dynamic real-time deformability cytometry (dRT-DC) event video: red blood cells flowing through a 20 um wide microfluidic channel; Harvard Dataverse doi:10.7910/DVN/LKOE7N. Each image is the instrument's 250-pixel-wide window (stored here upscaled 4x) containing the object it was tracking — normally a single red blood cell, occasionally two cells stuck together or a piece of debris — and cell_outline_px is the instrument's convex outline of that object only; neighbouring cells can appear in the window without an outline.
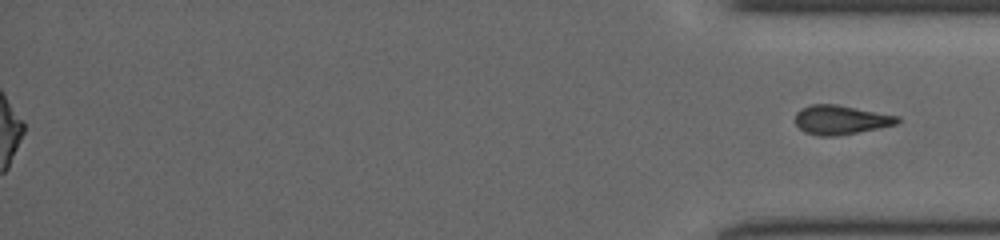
{"species": "common noctule bat (a hibernating species)", "species_latin": "Nyctalus noctula", "temperature_condition": "cold", "stored_images_in_passage": 36, "segment_of_instrument_passage": [2, 2], "camera_frame_rate_fps": 3000, "um_per_image_px": 0.085, "animal": {"sex": "female", "body_mass_g": 19.5, "forearm_length_mm": 54.1}, "frame": {"image": 1, "passage_image": 36, "time_ms": 11.667, "image_size_px": [1000, 240], "cell_outline_px": [[900, 120], [896, 124], [880, 128], [836, 136], [820, 136], [804, 132], [796, 124], [796, 112], [800, 108], [812, 104], [836, 104], [900, 116]], "centroid_in_image_um": [71.46, 10.18], "position_along_channel_um": 363.7, "area_um2": 17.4}}